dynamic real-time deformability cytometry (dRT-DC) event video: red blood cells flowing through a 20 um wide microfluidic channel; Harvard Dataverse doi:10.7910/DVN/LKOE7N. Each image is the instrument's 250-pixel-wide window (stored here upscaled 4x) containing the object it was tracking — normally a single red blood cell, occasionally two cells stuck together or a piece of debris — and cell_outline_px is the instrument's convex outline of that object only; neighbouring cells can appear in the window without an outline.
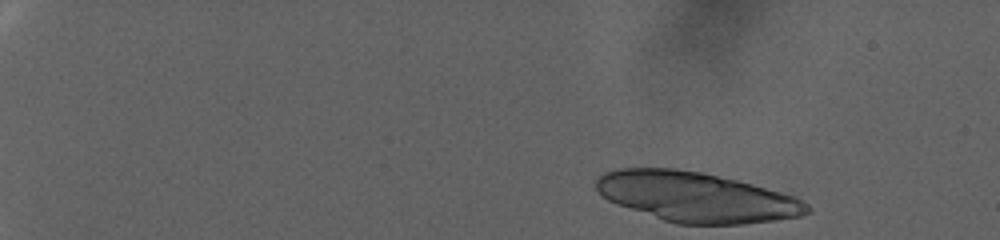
{"species": "human", "species_latin": "Homo sapiens", "temperature_condition": "warm", "stored_images_in_passage": 24, "camera_frame_rate_fps": 3000, "um_per_image_px": 0.085, "donor": {"sex": "female"}, "frame": {"image": 1, "passage_image": 1, "time_ms": 0.0, "image_size_px": [1000, 240], "cell_outline_px": [[812, 208], [808, 212], [800, 216], [776, 220], [744, 224], [676, 224], [616, 204], [608, 200], [596, 188], [596, 180], [604, 172], [620, 168], [676, 168], [700, 172], [736, 180], [752, 184], [796, 196], [804, 200]], "centroid_in_image_um": [59.21, 16.75], "position_along_channel_um": 25.8, "area_um2": 61.15}}